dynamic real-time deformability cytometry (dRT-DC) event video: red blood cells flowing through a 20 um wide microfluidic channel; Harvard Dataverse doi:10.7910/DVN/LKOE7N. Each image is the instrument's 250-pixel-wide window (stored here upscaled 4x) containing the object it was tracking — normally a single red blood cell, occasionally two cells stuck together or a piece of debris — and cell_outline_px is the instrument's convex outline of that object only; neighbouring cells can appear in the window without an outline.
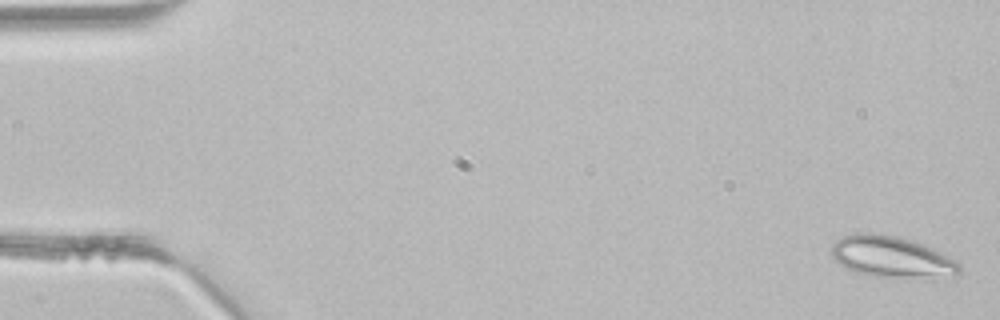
{"species": "common noctule bat (a hibernating species)", "species_latin": "Nyctalus noctula", "temperature_condition": "room temperature", "stored_images_in_passage": 4, "camera_frame_rate_fps": 3000, "um_per_image_px": 0.085, "animal": {"sex": "male", "body_mass_g": 21.5, "forearm_length_mm": 52.0}, "frame": {"image": 1, "passage_image": 1, "time_ms": 0.0, "image_size_px": [1000, 320], "cell_outline_px": [[960, 272], [912, 276], [872, 276], [856, 272], [844, 268], [828, 252], [832, 244], [836, 240], [844, 236], [856, 232], [880, 232], [912, 240], [932, 248], [956, 260], [960, 264]], "centroid_in_image_um": [75.63, 21.76], "position_along_channel_um": 9.4, "area_um2": 30.06}}